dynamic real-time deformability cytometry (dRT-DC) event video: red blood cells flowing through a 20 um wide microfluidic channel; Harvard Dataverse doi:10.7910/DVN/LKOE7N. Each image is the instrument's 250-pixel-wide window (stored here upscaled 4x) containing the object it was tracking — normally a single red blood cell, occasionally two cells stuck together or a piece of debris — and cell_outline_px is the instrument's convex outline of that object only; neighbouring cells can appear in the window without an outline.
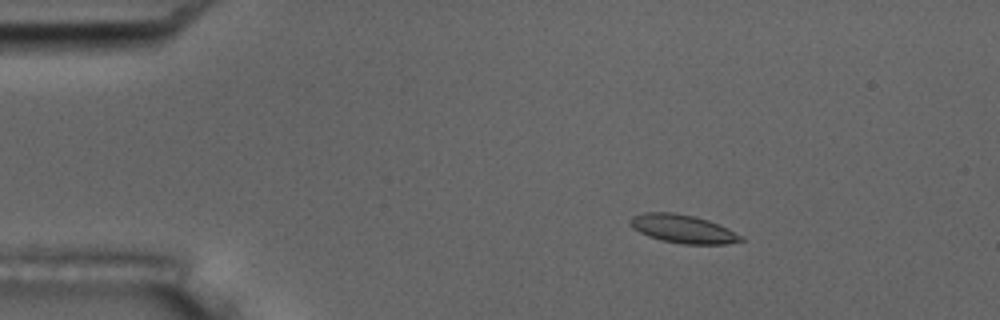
{"species": "common noctule bat (a hibernating species)", "species_latin": "Nyctalus noctula", "temperature_condition": "room temperature", "stored_images_in_passage": 17, "camera_frame_rate_fps": 3000, "um_per_image_px": 0.085, "animal": {"sex": "male", "body_mass_g": 17.5, "forearm_length_mm": 52.3}, "frame": {"image": 1, "passage_image": 10, "time_ms": 3.0, "image_size_px": [1000, 320], "cell_outline_px": [[744, 240], [724, 244], [684, 244], [660, 240], [648, 236], [632, 228], [628, 224], [628, 220], [632, 216], [644, 212], [676, 212], [708, 220], [728, 228], [744, 236]], "centroid_in_image_um": [58.02, 19.45], "position_along_channel_um": 27.0, "area_um2": 18.44}}